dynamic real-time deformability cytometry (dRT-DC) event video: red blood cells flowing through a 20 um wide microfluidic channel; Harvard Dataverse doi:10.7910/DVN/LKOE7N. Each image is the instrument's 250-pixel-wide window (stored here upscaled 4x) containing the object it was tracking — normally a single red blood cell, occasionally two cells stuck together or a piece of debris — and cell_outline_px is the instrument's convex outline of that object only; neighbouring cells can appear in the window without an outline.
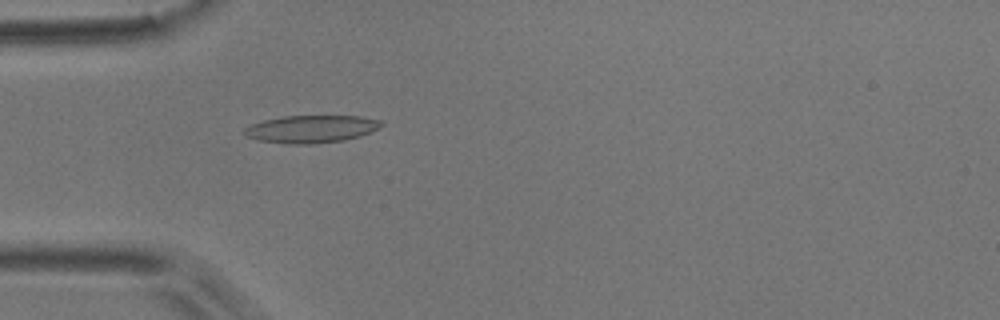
{"species": "common noctule bat (a hibernating species)", "species_latin": "Nyctalus noctula", "temperature_condition": "room temperature", "stored_images_in_passage": 52, "camera_frame_rate_fps": 3000, "um_per_image_px": 0.085, "animal": {"sex": "male", "body_mass_g": 17.9}, "frame": {"image": 1, "passage_image": 15, "time_ms": 4.667, "image_size_px": [1000, 320], "cell_outline_px": [[384, 124], [360, 136], [344, 140], [316, 144], [288, 144], [256, 140], [244, 136], [244, 128], [252, 124], [264, 120], [284, 116], [360, 116], [380, 120]], "centroid_in_image_um": [26.41, 10.97], "position_along_channel_um": 58.6, "area_um2": 21.96}}
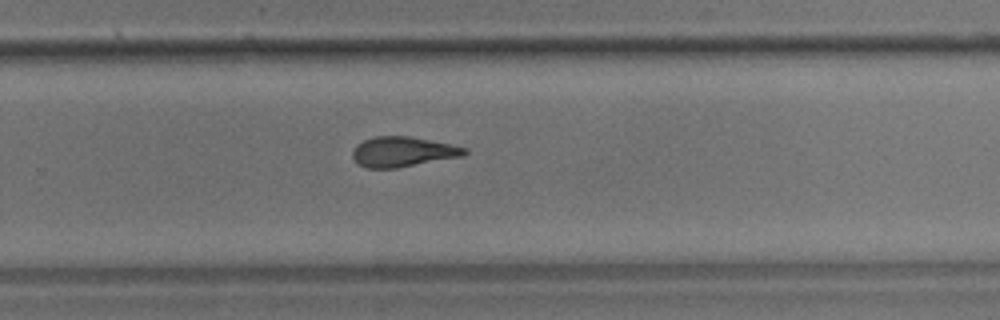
{"frame": {"image": 2, "passage_image": 34, "time_ms": 11.0, "image_size_px": [1000, 320], "cell_outline_px": [[468, 152], [464, 156], [396, 168], [368, 168], [360, 164], [352, 156], [352, 152], [356, 144], [364, 140], [376, 136], [408, 136], [468, 148]], "centroid_in_image_um": [34.24, 12.9], "position_along_channel_um": 295.6, "area_um2": 19.42}}
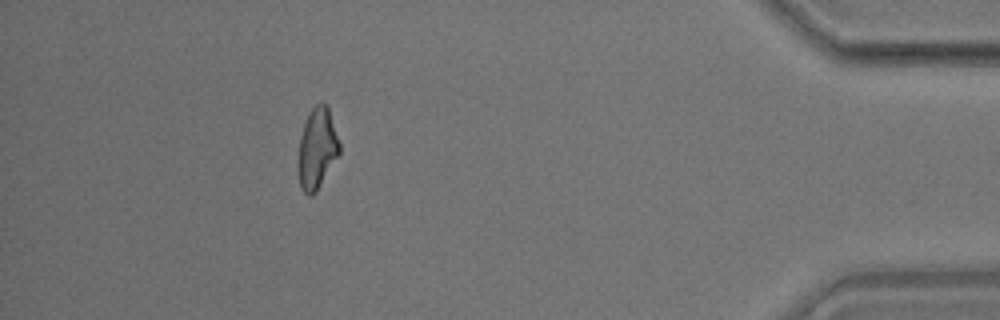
{"frame": {"image": 3, "passage_image": 47, "time_ms": 15.333, "image_size_px": [1000, 320], "cell_outline_px": [[340, 152], [316, 192], [312, 196], [308, 196], [300, 188], [296, 172], [296, 164], [300, 136], [308, 112], [320, 100], [324, 100], [328, 104], [340, 144]], "centroid_in_image_um": [26.92, 12.61], "position_along_channel_um": 408.3, "area_um2": 20.11}, "authors_computed_cell_mechanics": {"area_um2": 20.0277, "velocity_mm_per_s": 3.8054, "shape_relaxation_time_tau1_ms": null, "shape_relaxation_time_tau2_ms": 3.0186, "deformation_change_tau1": null, "deformation_change_tau2": 0.13}}